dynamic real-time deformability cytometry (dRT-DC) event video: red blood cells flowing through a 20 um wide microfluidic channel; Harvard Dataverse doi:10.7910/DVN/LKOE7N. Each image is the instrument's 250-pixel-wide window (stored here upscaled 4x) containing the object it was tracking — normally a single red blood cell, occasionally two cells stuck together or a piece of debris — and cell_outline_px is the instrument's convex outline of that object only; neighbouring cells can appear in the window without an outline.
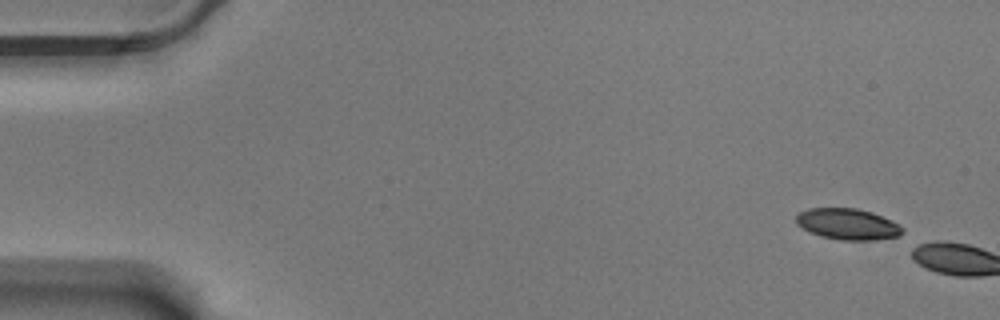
{"species": "Egyptian fruit bat (a non-hibernating species)", "species_latin": "Rousettus aegyptiacus", "temperature_condition": "warm", "stored_images_in_passage": 3, "camera_frame_rate_fps": 3000, "um_per_image_px": 0.085, "animal": {"sex": "male"}, "frame": {"image": 1, "passage_image": 1, "time_ms": 0.0, "image_size_px": [1000, 320], "cell_outline_px": [[904, 240], [840, 240], [820, 236], [808, 232], [796, 224], [796, 216], [800, 212], [808, 208], [856, 208], [872, 212], [892, 220], [900, 224], [904, 228]], "centroid_in_image_um": [72.18, 19.08], "position_along_channel_um": 12.8, "area_um2": 20.11}}